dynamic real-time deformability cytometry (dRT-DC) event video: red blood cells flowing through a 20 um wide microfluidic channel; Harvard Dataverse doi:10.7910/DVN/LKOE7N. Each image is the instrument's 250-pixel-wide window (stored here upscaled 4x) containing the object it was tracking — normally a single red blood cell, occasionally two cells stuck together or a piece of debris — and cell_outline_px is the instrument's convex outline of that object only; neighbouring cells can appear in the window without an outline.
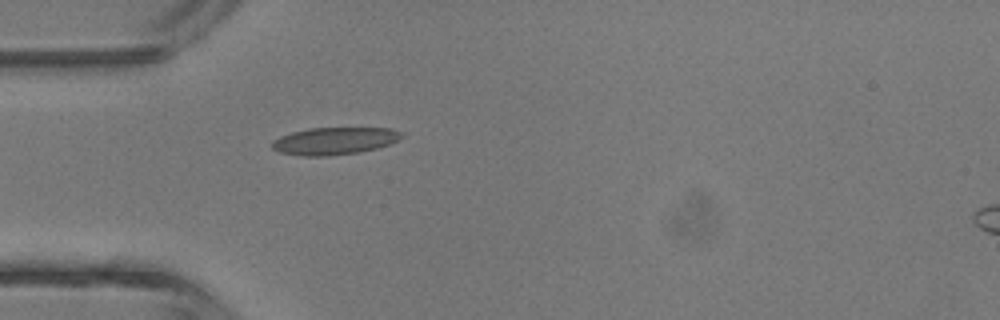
{"species": "common noctule bat (a hibernating species)", "species_latin": "Nyctalus noctula", "temperature_condition": "room temperature", "stored_images_in_passage": 4, "camera_frame_rate_fps": 3000, "um_per_image_px": 0.085, "animal": {"sex": "male", "body_mass_g": 13.3}, "frame": {"image": 1, "passage_image": 4, "time_ms": 4.333, "image_size_px": [1000, 320], "cell_outline_px": [[404, 136], [392, 144], [360, 152], [328, 156], [300, 156], [280, 152], [272, 148], [272, 140], [280, 136], [292, 132], [308, 128], [392, 128], [404, 132]], "centroid_in_image_um": [28.46, 11.98], "position_along_channel_um": 56.5, "area_um2": 20.87}}